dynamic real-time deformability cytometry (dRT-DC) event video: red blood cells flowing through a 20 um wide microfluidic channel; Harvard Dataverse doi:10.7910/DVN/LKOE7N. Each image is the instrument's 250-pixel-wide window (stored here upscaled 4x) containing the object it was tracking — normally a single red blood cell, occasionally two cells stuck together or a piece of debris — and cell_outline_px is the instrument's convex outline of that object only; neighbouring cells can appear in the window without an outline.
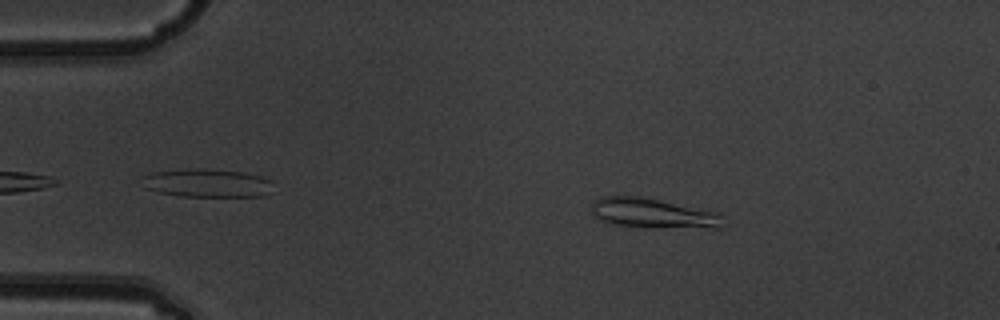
{"species": "common noctule bat (a hibernating species)", "species_latin": "Nyctalus noctula", "temperature_condition": "warm", "stored_images_in_passage": 4, "camera_frame_rate_fps": 3000, "um_per_image_px": 0.085, "animal": {"sex": "male", "body_mass_g": 19.5, "forearm_length_mm": 54.6}, "frame": {"image": 1, "passage_image": 2, "time_ms": 0.333, "image_size_px": [1000, 320], "cell_outline_px": [[724, 228], [712, 228], [612, 224], [600, 220], [592, 212], [592, 204], [600, 196], [640, 196], [720, 212]], "centroid_in_image_um": [55.53, 18.1], "position_along_channel_um": 29.5, "area_um2": 22.31}}